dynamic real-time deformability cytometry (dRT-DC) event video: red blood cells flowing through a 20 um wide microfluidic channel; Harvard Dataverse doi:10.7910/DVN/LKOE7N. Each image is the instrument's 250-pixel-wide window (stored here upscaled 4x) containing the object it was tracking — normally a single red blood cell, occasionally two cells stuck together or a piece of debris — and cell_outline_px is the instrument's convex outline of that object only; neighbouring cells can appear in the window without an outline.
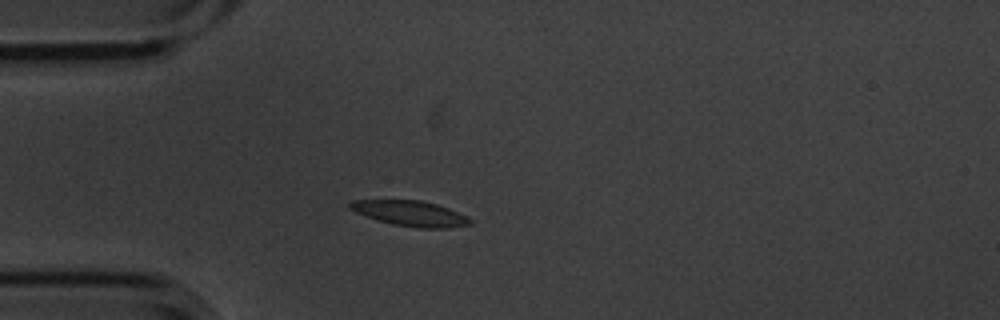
{"species": "common noctule bat (a hibernating species)", "species_latin": "Nyctalus noctula", "temperature_condition": "cold", "stored_images_in_passage": 4, "camera_frame_rate_fps": 3000, "um_per_image_px": 0.085, "animal": {"sex": "male", "body_mass_g": 20.1, "forearm_length_mm": 53.5}, "frame": {"image": 1, "passage_image": 4, "time_ms": 1.0, "image_size_px": [1000, 320], "cell_outline_px": [[472, 224], [448, 228], [416, 228], [392, 224], [376, 220], [356, 212], [348, 208], [348, 204], [352, 200], [420, 200], [436, 204], [448, 208], [468, 216], [472, 220]], "centroid_in_image_um": [34.89, 18.14], "position_along_channel_um": 50.1, "area_um2": 17.86}}